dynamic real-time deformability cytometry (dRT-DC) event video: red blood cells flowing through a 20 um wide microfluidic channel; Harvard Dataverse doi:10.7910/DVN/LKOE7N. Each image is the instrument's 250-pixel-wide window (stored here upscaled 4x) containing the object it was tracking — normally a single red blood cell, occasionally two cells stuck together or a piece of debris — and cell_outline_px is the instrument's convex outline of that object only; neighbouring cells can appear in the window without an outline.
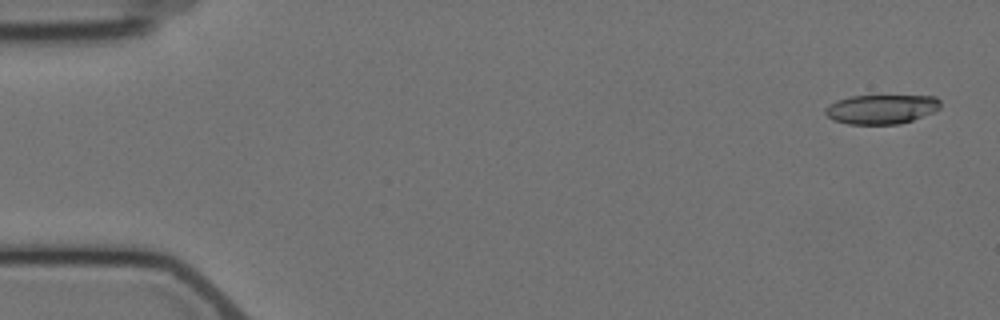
{"species": "Egyptian fruit bat (a non-hibernating species)", "species_latin": "Rousettus aegyptiacus", "temperature_condition": "cold", "stored_images_in_passage": 4, "camera_frame_rate_fps": 3000, "um_per_image_px": 0.085, "animal": {"sex": "female"}, "frame": {"image": 1, "passage_image": 1, "time_ms": 0.0, "image_size_px": [1000, 320], "cell_outline_px": [[940, 108], [932, 112], [912, 120], [900, 124], [848, 124], [832, 120], [824, 112], [824, 108], [836, 100], [848, 96], [936, 96], [940, 100]], "centroid_in_image_um": [74.88, 9.28], "position_along_channel_um": 10.1, "area_um2": 19.71}}